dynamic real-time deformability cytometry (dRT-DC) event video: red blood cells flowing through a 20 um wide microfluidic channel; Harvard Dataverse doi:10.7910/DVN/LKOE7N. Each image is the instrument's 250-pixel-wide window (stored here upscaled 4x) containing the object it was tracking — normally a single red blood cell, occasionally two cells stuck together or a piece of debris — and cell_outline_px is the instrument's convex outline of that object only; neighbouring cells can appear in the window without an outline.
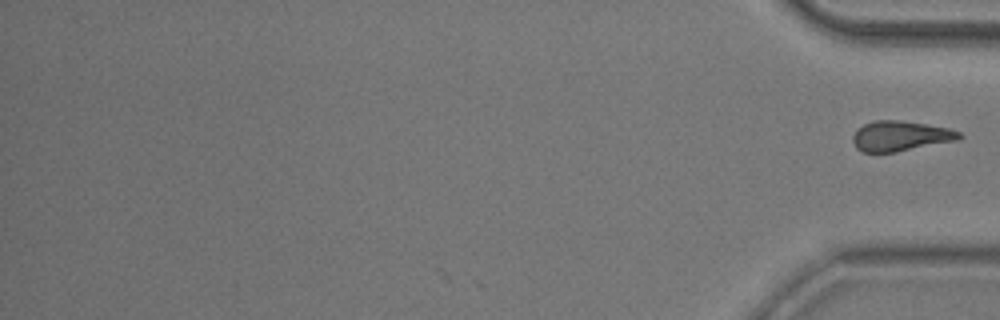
{"species": "common noctule bat (a hibernating species)", "species_latin": "Nyctalus noctula", "temperature_condition": "room temperature", "stored_images_in_passage": 30, "camera_frame_rate_fps": 3000, "um_per_image_px": 0.085, "animal": {"sex": "male", "body_mass_g": 20.5, "forearm_length_mm": 52.5}, "frame": {"image": 1, "passage_image": 30, "time_ms": 9.667, "image_size_px": [1000, 320], "cell_outline_px": [[964, 136], [956, 140], [896, 152], [860, 152], [856, 148], [852, 140], [852, 136], [856, 128], [864, 124], [876, 120], [900, 120], [948, 128], [960, 132]], "centroid_in_image_um": [76.49, 11.56], "position_along_channel_um": 358.7, "area_um2": 18.67}}